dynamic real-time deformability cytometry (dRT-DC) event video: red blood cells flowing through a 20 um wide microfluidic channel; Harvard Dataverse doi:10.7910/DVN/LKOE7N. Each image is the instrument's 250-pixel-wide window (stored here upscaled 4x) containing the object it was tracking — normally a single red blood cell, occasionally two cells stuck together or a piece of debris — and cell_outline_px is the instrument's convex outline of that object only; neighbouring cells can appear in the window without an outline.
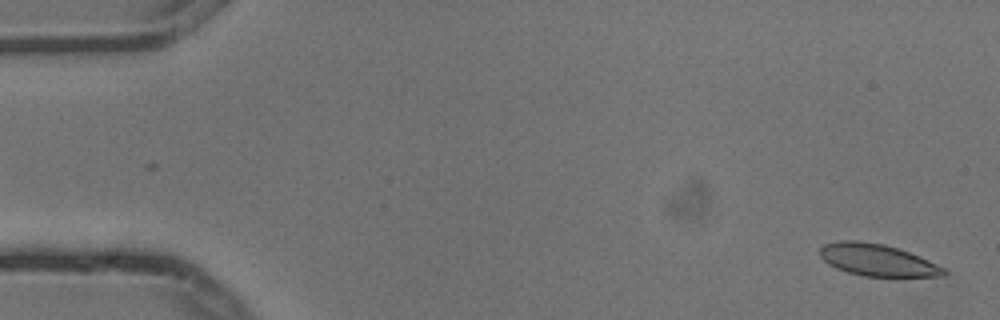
{"species": "common noctule bat (a hibernating species)", "species_latin": "Nyctalus noctula", "temperature_condition": "cold", "stored_images_in_passage": 2, "camera_frame_rate_fps": 3000, "um_per_image_px": 0.085, "animal": {"sex": "male", "body_mass_g": 13.3}, "frame": {"image": 1, "passage_image": 2, "time_ms": 0.333, "image_size_px": [1000, 320], "cell_outline_px": [[948, 272], [944, 276], [900, 280], [864, 276], [848, 272], [836, 268], [828, 264], [820, 256], [820, 248], [824, 244], [836, 240], [860, 240], [884, 244], [920, 256], [944, 268]], "centroid_in_image_um": [74.64, 22.16], "position_along_channel_um": 10.4, "area_um2": 24.16}}